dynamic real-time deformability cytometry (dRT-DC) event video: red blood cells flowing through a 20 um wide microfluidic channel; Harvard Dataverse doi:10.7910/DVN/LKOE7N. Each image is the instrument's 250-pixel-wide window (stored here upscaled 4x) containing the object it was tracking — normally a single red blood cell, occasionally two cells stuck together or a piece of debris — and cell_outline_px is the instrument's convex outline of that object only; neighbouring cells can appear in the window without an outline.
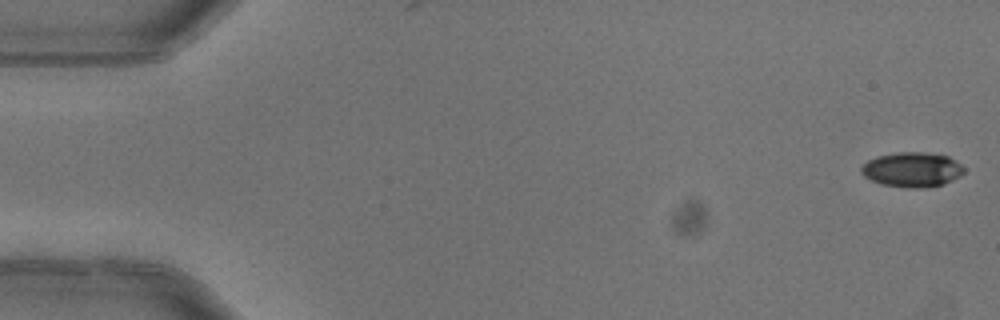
{"species": "common noctule bat (a hibernating species)", "species_latin": "Nyctalus noctula", "temperature_condition": "warm", "stored_images_in_passage": 5, "camera_frame_rate_fps": 3000, "um_per_image_px": 0.085, "animal": {"sex": "female"}, "frame": {"image": 1, "passage_image": 1, "time_ms": 0.0, "image_size_px": [1000, 320], "cell_outline_px": [[964, 172], [960, 176], [944, 184], [928, 188], [904, 188], [880, 184], [864, 176], [860, 172], [860, 168], [868, 160], [876, 156], [896, 152], [924, 152], [948, 156], [956, 160], [964, 168]], "centroid_in_image_um": [77.52, 14.42], "position_along_channel_um": 7.5, "area_um2": 21.1}}
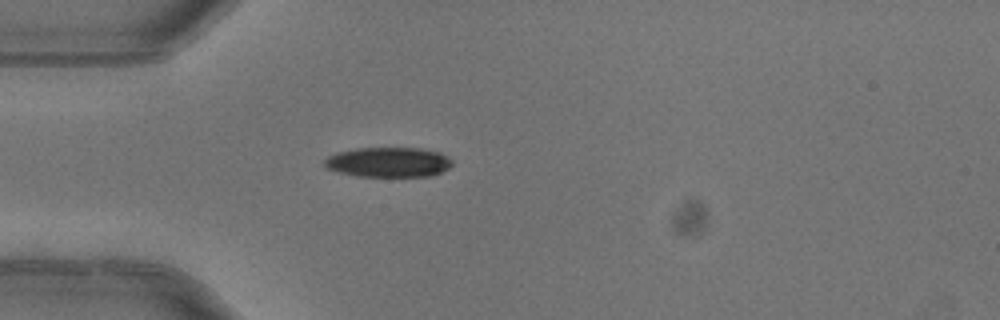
{"frame": {"image": 2, "passage_image": 5, "time_ms": 1.333, "image_size_px": [1000, 320], "cell_outline_px": [[452, 164], [448, 168], [432, 176], [356, 176], [340, 172], [328, 168], [324, 164], [324, 160], [328, 156], [336, 152], [356, 148], [420, 148], [440, 152], [448, 156], [452, 160]], "centroid_in_image_um": [33.03, 13.77], "position_along_channel_um": 52.0, "area_um2": 22.25}}